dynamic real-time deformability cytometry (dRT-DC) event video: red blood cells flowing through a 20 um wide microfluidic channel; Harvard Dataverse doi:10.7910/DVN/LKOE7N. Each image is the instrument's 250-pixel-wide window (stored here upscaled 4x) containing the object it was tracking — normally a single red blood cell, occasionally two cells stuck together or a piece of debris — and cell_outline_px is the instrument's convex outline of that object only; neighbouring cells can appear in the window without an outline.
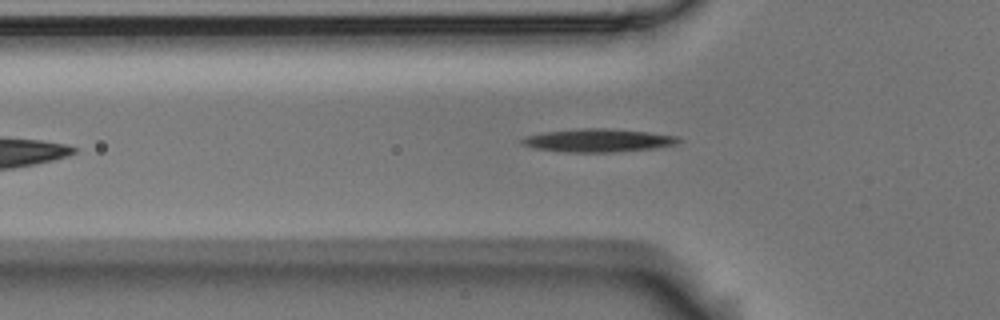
{"species": "Egyptian fruit bat (a non-hibernating species)", "species_latin": "Rousettus aegyptiacus", "temperature_condition": "room temperature", "stored_images_in_passage": 44, "camera_frame_rate_fps": 3000, "um_per_image_px": 0.085, "animal": {"sex": "male"}, "frame": {"image": 1, "passage_image": 11, "time_ms": 3.333, "image_size_px": [1000, 320], "cell_outline_px": [[680, 140], [676, 144], [656, 148], [616, 152], [564, 152], [532, 148], [520, 144], [516, 140], [524, 136], [544, 132], [580, 128], [604, 128], [648, 132], [680, 136]], "centroid_in_image_um": [50.77, 11.94], "position_along_channel_um": 75.0, "area_um2": 21.44}}
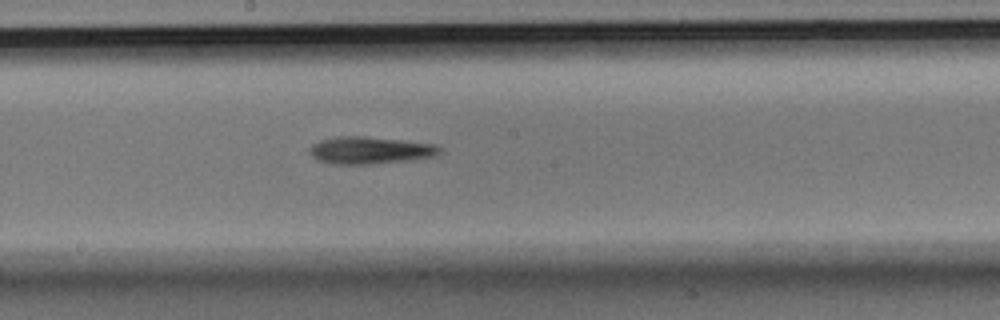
{"frame": {"image": 2, "passage_image": 23, "time_ms": 7.333, "image_size_px": [1000, 320], "cell_outline_px": [[444, 148], [436, 156], [408, 160], [368, 164], [332, 164], [316, 160], [308, 152], [308, 148], [312, 144], [320, 140], [336, 136], [364, 136], [404, 140], [436, 144]], "centroid_in_image_um": [31.44, 12.76], "position_along_channel_um": 216.8, "area_um2": 20.92}}
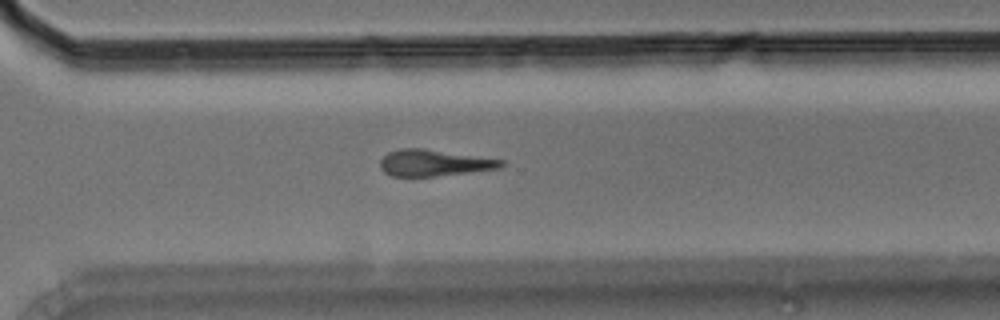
{"frame": {"image": 3, "passage_image": 33, "time_ms": 10.667, "image_size_px": [1000, 320], "cell_outline_px": [[504, 164], [500, 168], [468, 172], [432, 176], [392, 176], [384, 172], [380, 168], [380, 160], [388, 152], [400, 148], [424, 148], [504, 160]], "centroid_in_image_um": [36.86, 13.83], "position_along_channel_um": 333.7, "area_um2": 18.5}}